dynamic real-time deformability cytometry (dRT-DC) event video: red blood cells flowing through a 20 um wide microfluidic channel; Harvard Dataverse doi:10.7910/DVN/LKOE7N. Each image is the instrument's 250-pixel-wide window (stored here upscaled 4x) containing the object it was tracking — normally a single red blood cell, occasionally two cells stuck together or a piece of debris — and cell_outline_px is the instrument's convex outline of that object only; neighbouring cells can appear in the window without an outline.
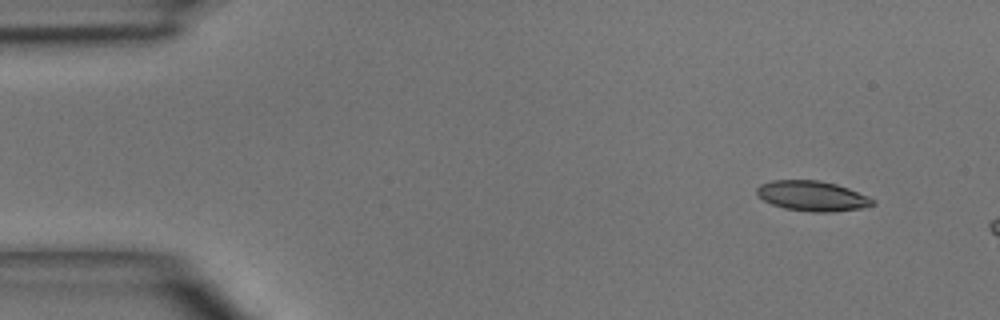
{"species": "common noctule bat (a hibernating species)", "species_latin": "Nyctalus noctula", "temperature_condition": "room temperature", "stored_images_in_passage": 3, "camera_frame_rate_fps": 3000, "um_per_image_px": 0.085, "animal": {"sex": "male", "body_mass_g": 15.6}, "frame": {"image": 1, "passage_image": 1, "time_ms": 0.0, "image_size_px": [1000, 320], "cell_outline_px": [[876, 204], [864, 208], [832, 212], [812, 212], [784, 208], [772, 204], [764, 200], [756, 192], [756, 188], [760, 184], [772, 180], [820, 180], [836, 184], [848, 188], [868, 196], [876, 200]], "centroid_in_image_um": [69.08, 16.66], "position_along_channel_um": 15.9, "area_um2": 20.46}}